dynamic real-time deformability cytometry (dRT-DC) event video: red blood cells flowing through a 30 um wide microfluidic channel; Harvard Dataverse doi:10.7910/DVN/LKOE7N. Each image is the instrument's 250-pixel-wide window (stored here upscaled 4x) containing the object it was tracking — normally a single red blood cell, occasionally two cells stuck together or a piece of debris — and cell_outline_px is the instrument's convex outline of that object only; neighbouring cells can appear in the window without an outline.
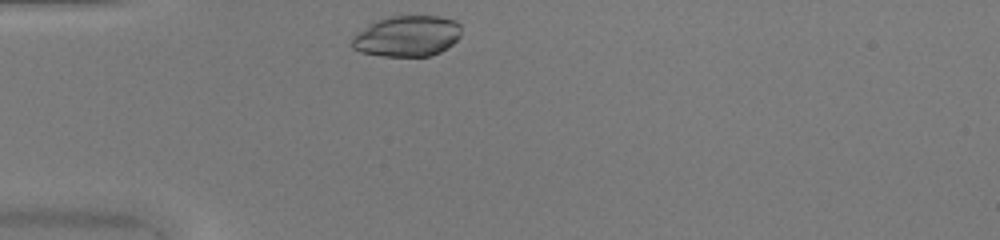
{"species": "common noctule bat (a hibernating species)", "species_latin": "Nyctalus noctula", "temperature_condition": "warm", "stored_images_in_passage": 29, "camera_frame_rate_fps": 3000, "um_per_image_px": 0.085, "animal": {"sex": "female", "body_mass_g": 20.0, "forearm_length_mm": 54.0}, "frame": {"image": 1, "passage_image": 1, "time_ms": 0.0, "image_size_px": [1000, 240], "cell_outline_px": [[460, 36], [448, 48], [432, 56], [384, 56], [360, 52], [352, 48], [352, 36], [356, 32], [376, 20], [388, 16], [440, 16], [456, 20], [460, 24]], "centroid_in_image_um": [34.6, 3.06], "position_along_channel_um": 50.4, "area_um2": 26.3}}
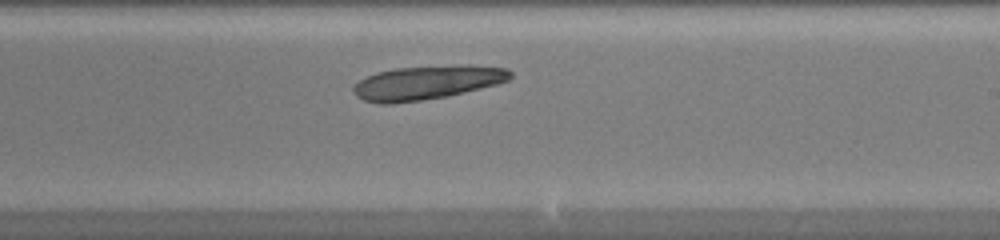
{"frame": {"image": 2, "passage_image": 17, "time_ms": 5.333, "image_size_px": [1000, 240], "cell_outline_px": [[512, 76], [508, 80], [496, 84], [448, 96], [392, 104], [380, 104], [364, 100], [356, 96], [352, 92], [352, 84], [376, 72], [396, 68], [468, 64], [508, 68], [512, 72]], "centroid_in_image_um": [36.27, 7.01], "position_along_channel_um": 252.7, "area_um2": 31.15}}
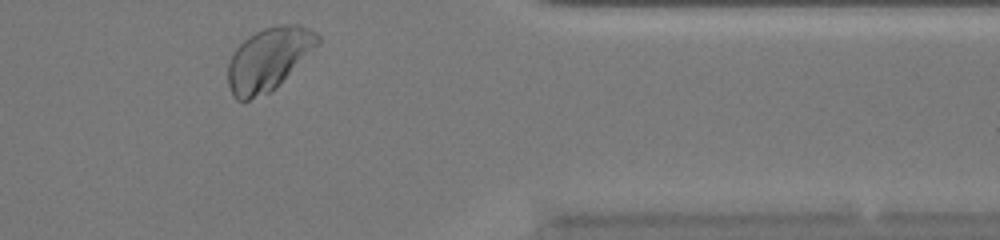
{"frame": {"image": 3, "passage_image": 28, "time_ms": 9.0, "image_size_px": [1000, 240], "cell_outline_px": [[320, 44], [272, 92], [248, 100], [236, 100], [232, 96], [228, 84], [228, 60], [232, 52], [248, 36], [264, 28], [284, 24], [300, 24], [316, 32], [320, 36]], "centroid_in_image_um": [22.83, 5.03], "position_along_channel_um": 388.6, "area_um2": 33.18}}